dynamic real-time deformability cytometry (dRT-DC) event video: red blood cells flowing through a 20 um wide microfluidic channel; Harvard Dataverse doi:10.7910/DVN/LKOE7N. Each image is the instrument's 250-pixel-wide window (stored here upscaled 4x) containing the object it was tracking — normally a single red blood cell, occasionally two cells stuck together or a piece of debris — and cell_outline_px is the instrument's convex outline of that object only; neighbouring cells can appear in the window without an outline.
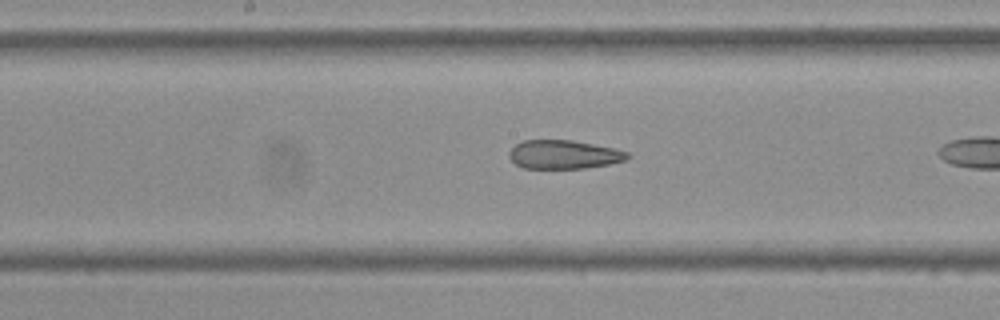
{"species": "Egyptian fruit bat (a non-hibernating species)", "species_latin": "Rousettus aegyptiacus", "temperature_condition": "cold", "stored_images_in_passage": 28, "camera_frame_rate_fps": 3000, "um_per_image_px": 0.085, "frame": {"image": 1, "passage_image": 13, "time_ms": 4.0, "image_size_px": [1000, 320], "cell_outline_px": [[632, 156], [628, 160], [608, 164], [584, 168], [524, 168], [516, 164], [508, 156], [508, 152], [516, 144], [524, 140], [572, 140], [616, 148], [628, 152]], "centroid_in_image_um": [47.96, 13.13], "position_along_channel_um": 200.2, "area_um2": 19.88}}
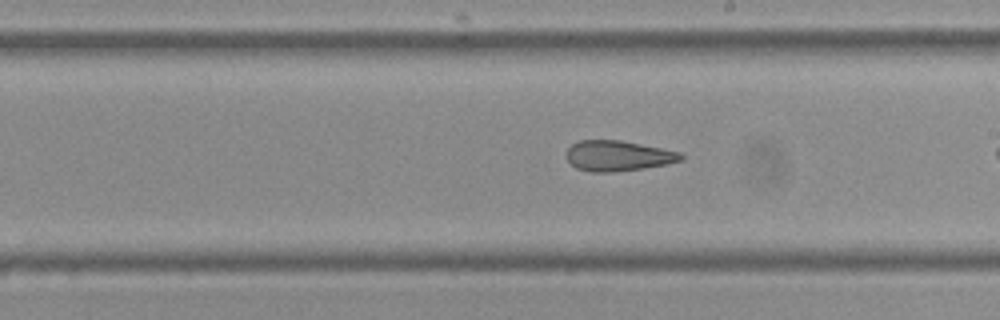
{"frame": {"image": 2, "passage_image": 16, "time_ms": 5.0, "image_size_px": [1000, 320], "cell_outline_px": [[684, 156], [680, 160], [664, 164], [644, 168], [612, 172], [592, 172], [576, 168], [568, 160], [568, 148], [572, 144], [580, 140], [620, 140], [680, 152]], "centroid_in_image_um": [52.51, 13.24], "position_along_channel_um": 236.5, "area_um2": 19.94}}
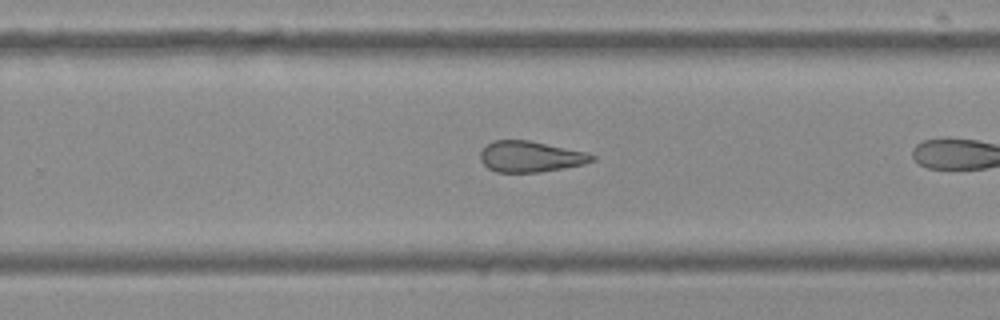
{"frame": {"image": 3, "passage_image": 20, "time_ms": 6.333, "image_size_px": [1000, 320], "cell_outline_px": [[596, 160], [584, 164], [540, 172], [496, 172], [488, 168], [480, 160], [480, 152], [492, 140], [528, 140], [588, 152], [596, 156]], "centroid_in_image_um": [45.11, 13.31], "position_along_channel_um": 284.7, "area_um2": 20.17}}